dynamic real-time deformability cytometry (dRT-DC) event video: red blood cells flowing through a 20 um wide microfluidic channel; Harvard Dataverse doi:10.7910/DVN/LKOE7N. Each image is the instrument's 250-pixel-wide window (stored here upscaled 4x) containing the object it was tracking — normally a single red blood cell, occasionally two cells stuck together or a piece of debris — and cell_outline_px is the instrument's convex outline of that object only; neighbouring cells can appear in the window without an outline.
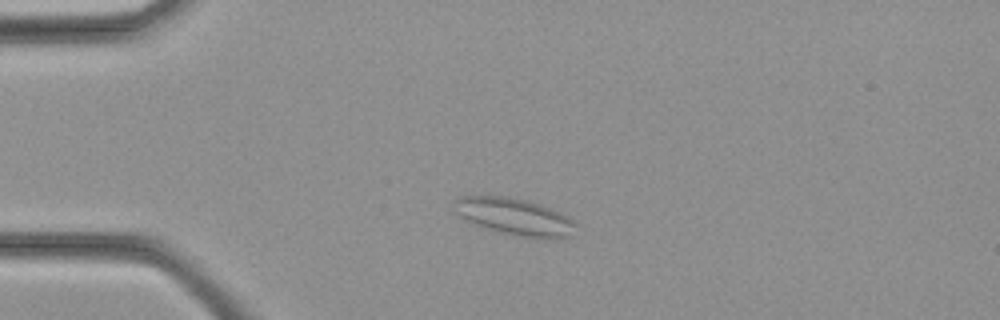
{"species": "common noctule bat (a hibernating species)", "species_latin": "Nyctalus noctula", "temperature_condition": "cold", "stored_images_in_passage": 33, "camera_frame_rate_fps": 3000, "um_per_image_px": 0.085, "animal": {"sex": "female", "body_mass_g": 21.9}, "frame": {"image": 1, "passage_image": 6, "time_ms": 1.667, "image_size_px": [1000, 320], "cell_outline_px": [[580, 224], [572, 236], [524, 236], [500, 232], [476, 224], [460, 216], [456, 212], [452, 200], [456, 196], [508, 196], [528, 200], [540, 204], [568, 216]], "centroid_in_image_um": [43.73, 18.37], "position_along_channel_um": 41.3, "area_um2": 25.78}}
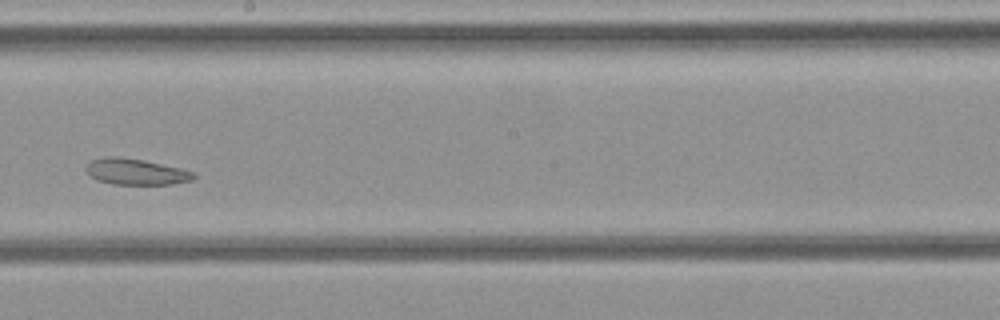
{"frame": {"image": 2, "passage_image": 18, "time_ms": 5.667, "image_size_px": [1000, 320], "cell_outline_px": [[196, 176], [192, 180], [172, 184], [112, 184], [96, 180], [84, 168], [92, 160], [104, 156], [116, 156], [144, 160], [180, 168], [196, 172]], "centroid_in_image_um": [11.56, 14.59], "position_along_channel_um": 236.6, "area_um2": 16.36}}
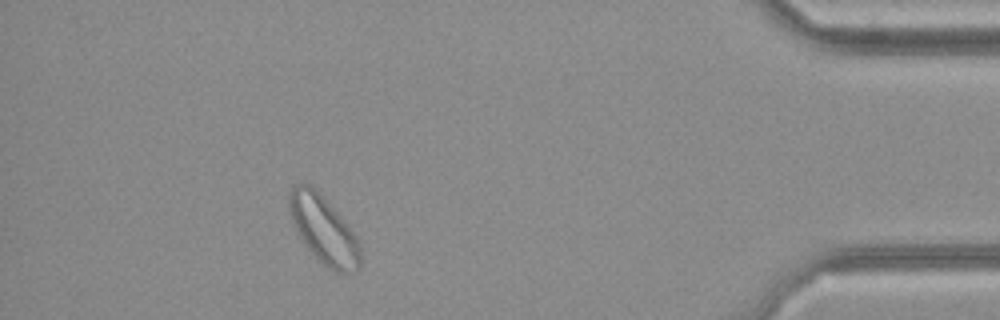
{"frame": {"image": 3, "passage_image": 30, "time_ms": 9.667, "image_size_px": [1000, 320], "cell_outline_px": [[360, 268], [356, 272], [336, 272], [328, 268], [308, 248], [296, 232], [292, 220], [288, 204], [288, 192], [292, 184], [308, 184], [316, 188], [348, 224], [360, 244]], "centroid_in_image_um": [27.5, 19.49], "position_along_channel_um": 407.7, "area_um2": 28.09}}